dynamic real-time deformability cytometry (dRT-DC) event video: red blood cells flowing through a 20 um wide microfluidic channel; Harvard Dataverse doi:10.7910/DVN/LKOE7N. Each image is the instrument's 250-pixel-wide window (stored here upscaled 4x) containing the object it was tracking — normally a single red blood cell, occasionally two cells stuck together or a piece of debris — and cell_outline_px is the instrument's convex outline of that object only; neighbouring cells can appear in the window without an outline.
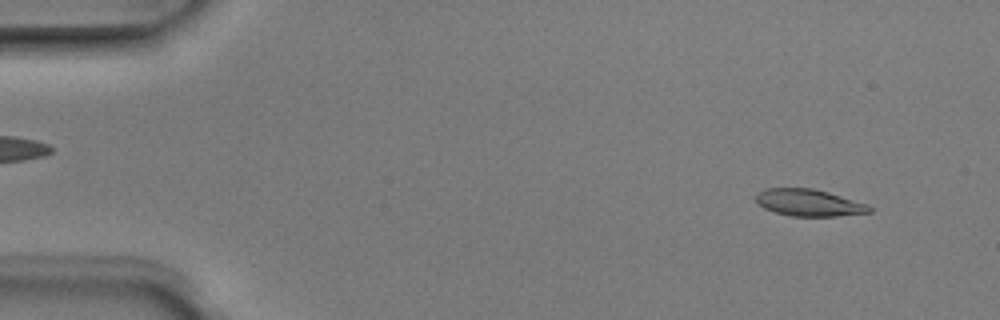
{"species": "Egyptian fruit bat (a non-hibernating species)", "species_latin": "Rousettus aegyptiacus", "temperature_condition": "room temperature", "stored_images_in_passage": 4, "camera_frame_rate_fps": 3000, "um_per_image_px": 0.085, "animal": {"sex": "male"}, "frame": {"image": 1, "passage_image": 1, "time_ms": 0.0, "image_size_px": [1000, 320], "cell_outline_px": [[872, 212], [836, 216], [792, 216], [776, 212], [764, 208], [756, 204], [756, 192], [764, 188], [812, 188], [828, 192], [868, 204], [872, 208]], "centroid_in_image_um": [68.73, 17.22], "position_along_channel_um": 16.3, "area_um2": 17.86}}
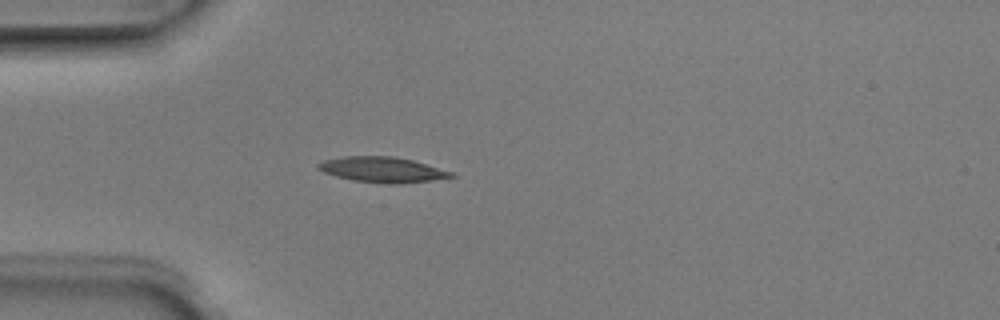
{"frame": {"image": 2, "passage_image": 4, "time_ms": 1.0, "image_size_px": [1000, 320], "cell_outline_px": [[456, 176], [400, 184], [388, 184], [352, 180], [336, 176], [324, 172], [316, 168], [316, 164], [324, 160], [344, 156], [392, 156], [412, 160], [452, 172]], "centroid_in_image_um": [32.44, 14.42], "position_along_channel_um": 52.6, "area_um2": 19.48}}